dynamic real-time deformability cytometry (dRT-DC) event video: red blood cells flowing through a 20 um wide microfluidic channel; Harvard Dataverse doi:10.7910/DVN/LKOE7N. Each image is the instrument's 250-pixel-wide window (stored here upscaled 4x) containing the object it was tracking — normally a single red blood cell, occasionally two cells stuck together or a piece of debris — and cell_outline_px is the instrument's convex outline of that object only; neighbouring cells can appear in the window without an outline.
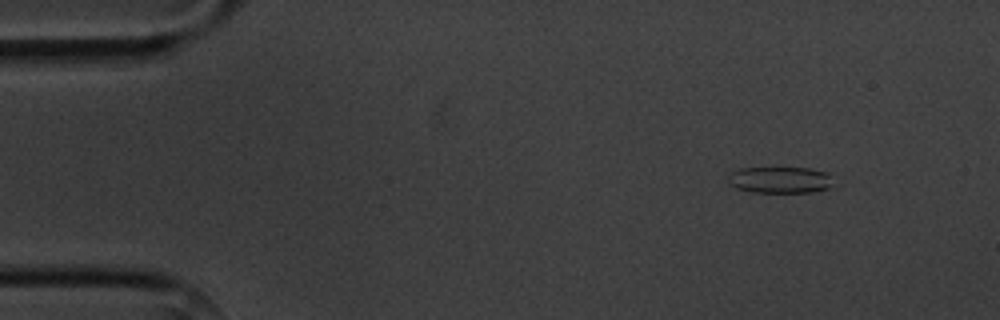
{"species": "common noctule bat (a hibernating species)", "species_latin": "Nyctalus noctula", "temperature_condition": "cold", "stored_images_in_passage": 13, "camera_frame_rate_fps": 3000, "um_per_image_px": 0.085, "animal": {"sex": "male", "body_mass_g": 20.1, "forearm_length_mm": 53.5}, "frame": {"image": 1, "passage_image": 2, "time_ms": 1.0, "image_size_px": [1000, 320], "cell_outline_px": [[832, 188], [812, 192], [752, 192], [736, 188], [728, 184], [728, 176], [732, 172], [740, 168], [808, 168], [828, 172]], "centroid_in_image_um": [66.29, 15.29], "position_along_channel_um": 18.7, "area_um2": 16.24}}
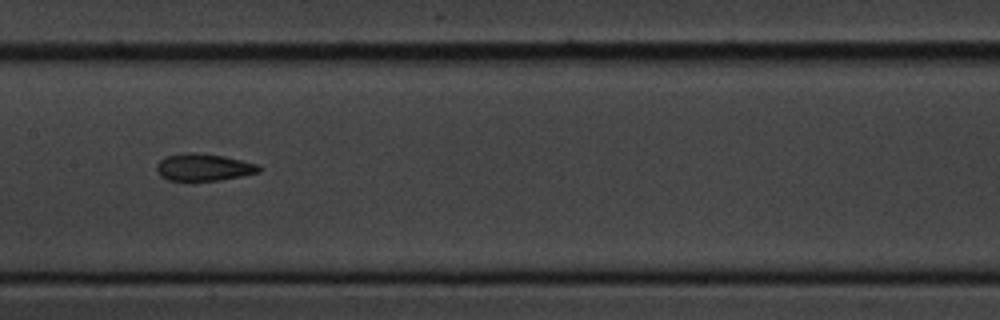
{"frame": {"image": 2, "passage_image": 7, "time_ms": 8.0, "image_size_px": [1000, 320], "cell_outline_px": [[264, 168], [260, 172], [220, 180], [168, 180], [160, 176], [156, 168], [156, 164], [164, 156], [184, 152], [196, 152], [224, 156], [256, 164]], "centroid_in_image_um": [17.28, 14.2], "position_along_channel_um": 190.1, "area_um2": 16.24}}
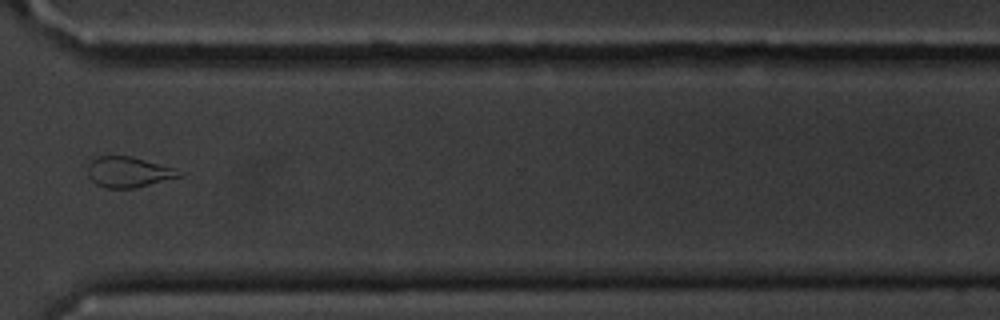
{"frame": {"image": 3, "passage_image": 11, "time_ms": 12.667, "image_size_px": [1000, 320], "cell_outline_px": [[188, 172], [184, 176], [136, 188], [108, 188], [96, 184], [88, 176], [88, 160], [96, 156], [128, 156], [144, 160]], "centroid_in_image_um": [10.95, 14.63], "position_along_channel_um": 359.7, "area_um2": 16.47}, "authors_computed_cell_mechanics": {"area_um2": 16.473, "velocity_mm_per_s": 3.6407, "shape_relaxation_time_tau1_ms": null, "shape_relaxation_time_tau2_ms": 4.1489, "deformation_change_tau1": null, "deformation_change_tau2": 0.0992}}